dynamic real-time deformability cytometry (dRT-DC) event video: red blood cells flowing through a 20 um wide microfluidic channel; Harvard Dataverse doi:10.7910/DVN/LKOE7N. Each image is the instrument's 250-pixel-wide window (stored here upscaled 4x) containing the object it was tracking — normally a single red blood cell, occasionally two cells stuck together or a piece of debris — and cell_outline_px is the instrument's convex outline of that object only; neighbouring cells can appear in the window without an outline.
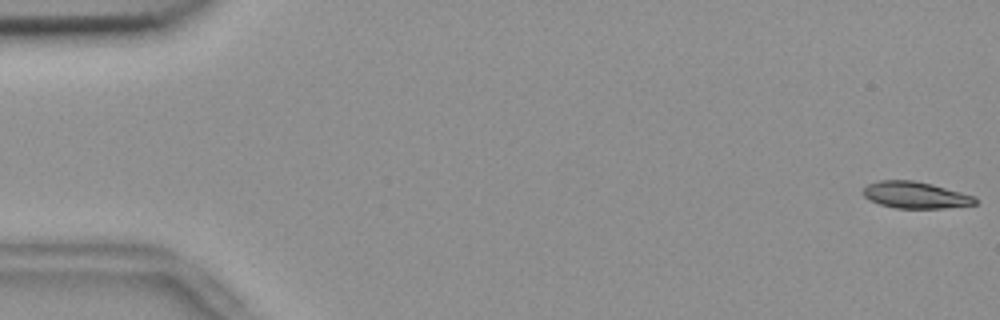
{"species": "common noctule bat (a hibernating species)", "species_latin": "Nyctalus noctula", "temperature_condition": "room temperature", "stored_images_in_passage": 55, "camera_frame_rate_fps": 3000, "um_per_image_px": 0.085, "animal": {"sex": "female", "body_mass_g": 18.4}, "frame": {"image": 1, "passage_image": 1, "time_ms": 0.0, "image_size_px": [1000, 320], "cell_outline_px": [[976, 204], [944, 208], [896, 208], [880, 204], [864, 196], [860, 192], [868, 184], [880, 180], [912, 180], [932, 184], [960, 192], [972, 196], [976, 200]], "centroid_in_image_um": [77.76, 16.57], "position_along_channel_um": 7.2, "area_um2": 17.17}}
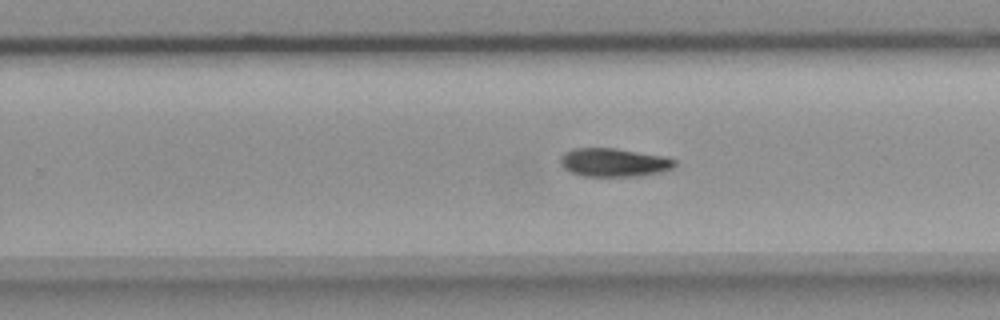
{"frame": {"image": 2, "passage_image": 35, "time_ms": 11.333, "image_size_px": [1000, 320], "cell_outline_px": [[676, 164], [672, 168], [660, 172], [636, 176], [584, 176], [572, 172], [564, 168], [560, 164], [560, 156], [564, 152], [572, 148], [616, 148], [664, 156], [676, 160]], "centroid_in_image_um": [52.15, 13.8], "position_along_channel_um": 277.6, "area_um2": 18.96}}
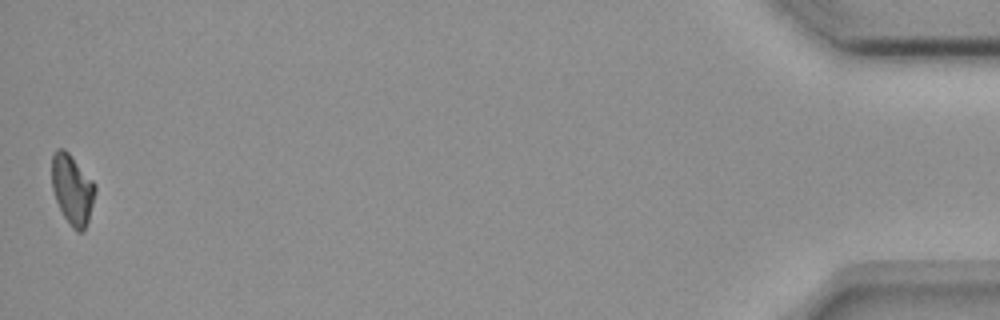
{"frame": {"image": 3, "passage_image": 55, "time_ms": 18.0, "image_size_px": [1000, 320], "cell_outline_px": [[96, 192], [88, 220], [84, 228], [80, 232], [76, 232], [72, 228], [64, 216], [56, 200], [52, 188], [52, 156], [56, 148], [64, 148], [68, 152], [96, 184]], "centroid_in_image_um": [6.14, 16.08], "position_along_channel_um": 429.1, "area_um2": 17.57}, "authors_computed_cell_mechanics": {"area_um2": 18.785, "velocity_mm_per_s": 3.6866, "shape_relaxation_time_tau1_ms": 6.2656, "shape_relaxation_time_tau2_ms": null, "deformation_change_tau1": 0.1366, "deformation_change_tau2": null}}